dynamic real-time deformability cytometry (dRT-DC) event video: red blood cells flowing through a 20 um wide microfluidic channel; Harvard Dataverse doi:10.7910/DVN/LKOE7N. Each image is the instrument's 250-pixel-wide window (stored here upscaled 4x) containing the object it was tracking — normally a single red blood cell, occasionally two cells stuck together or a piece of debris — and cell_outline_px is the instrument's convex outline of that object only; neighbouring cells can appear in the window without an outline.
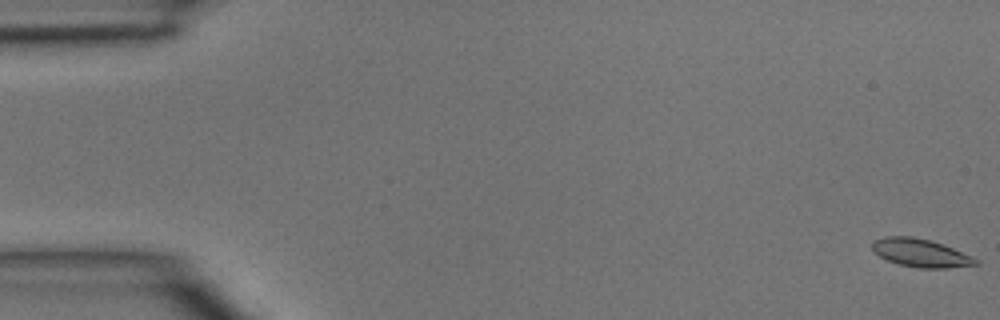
{"species": "common noctule bat (a hibernating species)", "species_latin": "Nyctalus noctula", "temperature_condition": "room temperature", "stored_images_in_passage": 47, "camera_frame_rate_fps": 3000, "um_per_image_px": 0.085, "animal": {"sex": "male", "body_mass_g": 15.6}, "frame": {"image": 1, "passage_image": 1, "time_ms": 0.0, "image_size_px": [1000, 320], "cell_outline_px": [[980, 264], [948, 268], [920, 268], [900, 264], [888, 260], [880, 256], [872, 248], [872, 240], [884, 236], [912, 236], [932, 240], [972, 256], [980, 260]], "centroid_in_image_um": [78.28, 21.49], "position_along_channel_um": 6.7, "area_um2": 16.99}}
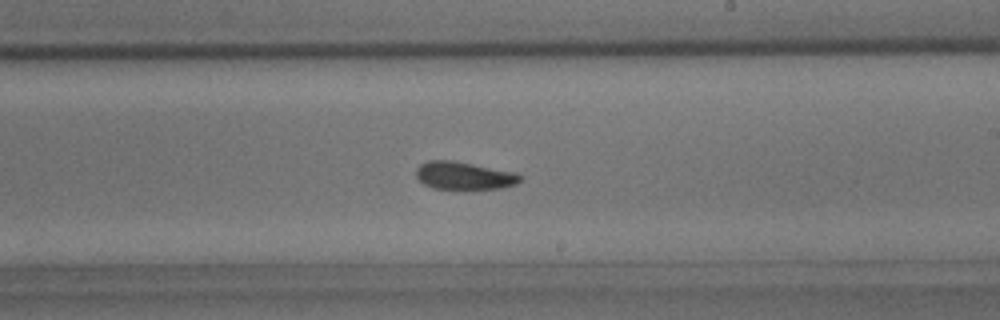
{"frame": {"image": 2, "passage_image": 28, "time_ms": 9.0, "image_size_px": [1000, 320], "cell_outline_px": [[524, 176], [516, 184], [500, 188], [472, 192], [456, 192], [432, 188], [424, 184], [416, 176], [416, 168], [420, 164], [428, 160], [452, 160], [516, 172]], "centroid_in_image_um": [39.45, 14.99], "position_along_channel_um": 249.5, "area_um2": 17.92}}
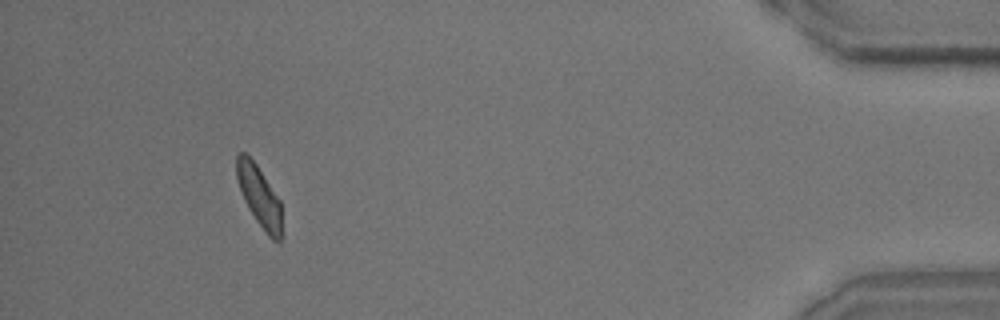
{"frame": {"image": 3, "passage_image": 44, "time_ms": 14.333, "image_size_px": [1000, 320], "cell_outline_px": [[284, 236], [280, 244], [272, 240], [268, 236], [256, 220], [248, 208], [244, 200], [236, 176], [236, 156], [240, 152], [244, 152], [256, 164], [280, 200]], "centroid_in_image_um": [22.09, 16.78], "position_along_channel_um": 413.1, "area_um2": 16.3}}